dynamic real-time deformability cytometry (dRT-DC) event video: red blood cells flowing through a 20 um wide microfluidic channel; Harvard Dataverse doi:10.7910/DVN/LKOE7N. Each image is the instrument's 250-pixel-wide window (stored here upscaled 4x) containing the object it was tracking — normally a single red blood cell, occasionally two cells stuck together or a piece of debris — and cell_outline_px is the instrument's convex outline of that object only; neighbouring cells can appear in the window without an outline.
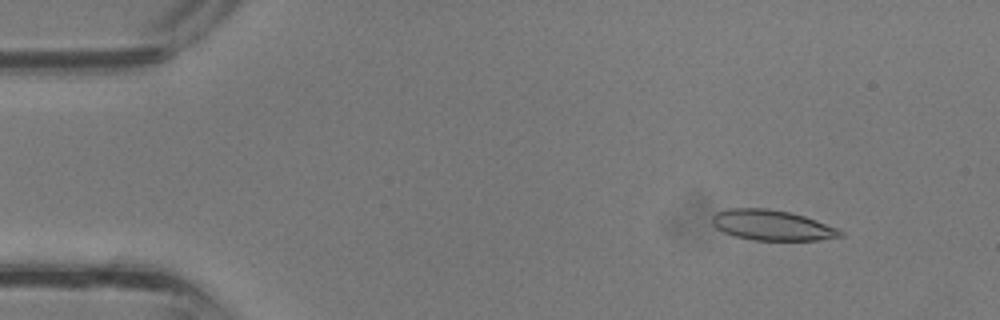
{"species": "common noctule bat (a hibernating species)", "species_latin": "Nyctalus noctula", "temperature_condition": "room temperature", "stored_images_in_passage": 19, "camera_frame_rate_fps": 3000, "um_per_image_px": 0.085, "animal": {"sex": "male", "body_mass_g": 13.3}, "frame": {"image": 1, "passage_image": 3, "time_ms": 0.667, "image_size_px": [1000, 320], "cell_outline_px": [[844, 236], [816, 240], [752, 240], [736, 236], [724, 232], [716, 228], [712, 224], [712, 216], [716, 212], [728, 208], [768, 208], [792, 212], [816, 220], [836, 228], [844, 232]], "centroid_in_image_um": [65.6, 19.13], "position_along_channel_um": 19.4, "area_um2": 22.72}}
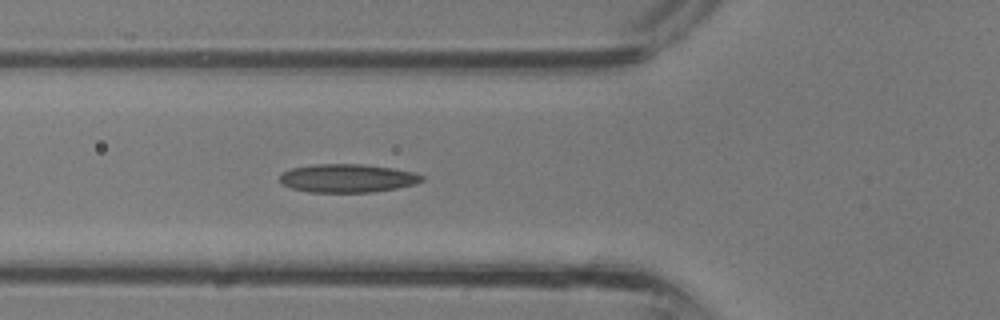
{"frame": {"image": 2, "passage_image": 12, "time_ms": 3.667, "image_size_px": [1000, 320], "cell_outline_px": [[424, 180], [416, 184], [396, 188], [372, 192], [308, 192], [292, 188], [284, 184], [280, 180], [280, 176], [284, 172], [292, 168], [312, 164], [364, 164], [392, 168], [416, 172], [424, 176]], "centroid_in_image_um": [29.58, 15.14], "position_along_channel_um": 96.2, "area_um2": 23.52}}
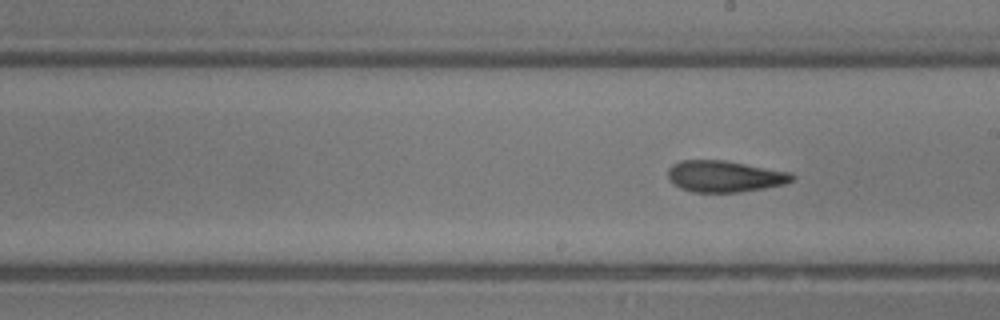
{"frame": {"image": 3, "passage_image": 19, "time_ms": 6.0, "image_size_px": [1000, 320], "cell_outline_px": [[796, 176], [792, 180], [784, 184], [764, 188], [740, 192], [692, 192], [680, 188], [672, 184], [668, 176], [668, 168], [672, 164], [680, 160], [724, 160], [792, 172]], "centroid_in_image_um": [61.58, 14.98], "position_along_channel_um": 227.4, "area_um2": 22.89}}